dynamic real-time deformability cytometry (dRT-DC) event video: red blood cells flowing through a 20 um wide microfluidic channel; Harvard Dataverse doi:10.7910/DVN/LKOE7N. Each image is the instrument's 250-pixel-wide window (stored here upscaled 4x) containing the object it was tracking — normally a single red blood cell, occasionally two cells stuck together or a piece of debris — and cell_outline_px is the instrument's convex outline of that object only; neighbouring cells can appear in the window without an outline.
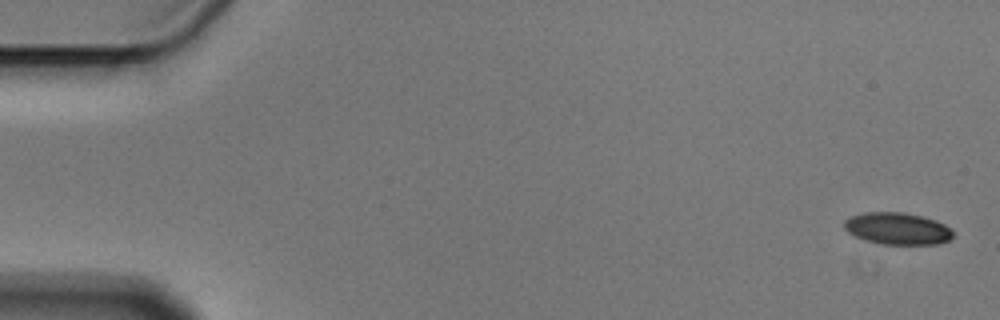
{"species": "Egyptian fruit bat (a non-hibernating species)", "species_latin": "Rousettus aegyptiacus", "temperature_condition": "cold", "stored_images_in_passage": 6, "segment_of_instrument_passage": [1, 2], "camera_frame_rate_fps": 3000, "um_per_image_px": 0.085, "animal": {"sex": "male"}, "frame": {"image": 1, "passage_image": 1, "time_ms": 0.0, "image_size_px": [1000, 320], "cell_outline_px": [[952, 236], [948, 240], [936, 244], [880, 244], [864, 240], [848, 232], [844, 228], [844, 220], [848, 216], [864, 212], [904, 212], [936, 220], [944, 224], [952, 232]], "centroid_in_image_um": [76.22, 19.42], "position_along_channel_um": 8.8, "area_um2": 20.23}}
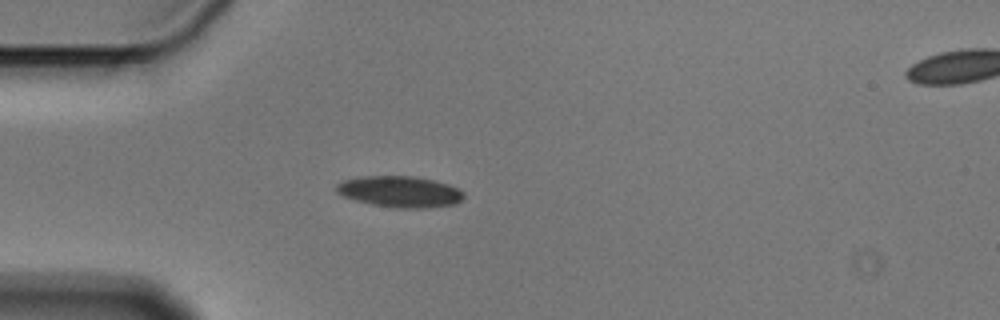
{"frame": {"image": 2, "passage_image": 5, "time_ms": 1.333, "image_size_px": [1000, 320], "cell_outline_px": [[464, 196], [456, 204], [424, 208], [396, 208], [372, 204], [356, 200], [344, 196], [336, 192], [336, 184], [344, 180], [360, 176], [412, 176], [432, 180], [448, 184], [464, 192]], "centroid_in_image_um": [33.98, 16.29], "position_along_channel_um": 51.0, "area_um2": 23.0}}